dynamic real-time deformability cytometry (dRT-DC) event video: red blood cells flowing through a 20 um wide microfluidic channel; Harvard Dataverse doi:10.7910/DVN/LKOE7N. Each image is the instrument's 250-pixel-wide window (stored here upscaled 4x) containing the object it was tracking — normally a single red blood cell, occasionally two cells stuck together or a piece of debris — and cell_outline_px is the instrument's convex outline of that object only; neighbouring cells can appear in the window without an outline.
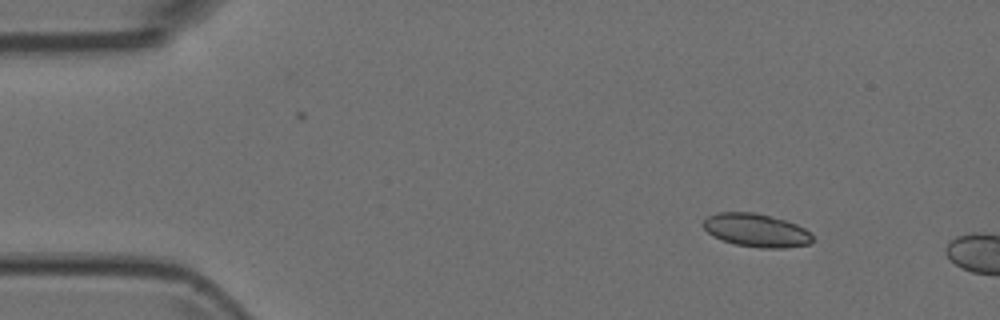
{"species": "Egyptian fruit bat (a non-hibernating species)", "species_latin": "Rousettus aegyptiacus", "temperature_condition": "room temperature", "stored_images_in_passage": 2, "camera_frame_rate_fps": 3000, "um_per_image_px": 0.085, "animal": {"sex": "female"}, "frame": {"image": 1, "passage_image": 1, "time_ms": 0.0, "image_size_px": [1000, 320], "cell_outline_px": [[812, 244], [784, 248], [760, 248], [736, 244], [712, 236], [700, 224], [708, 216], [716, 212], [752, 212], [784, 220], [796, 224], [804, 228], [812, 236]], "centroid_in_image_um": [64.26, 19.58], "position_along_channel_um": 20.7, "area_um2": 21.1}}